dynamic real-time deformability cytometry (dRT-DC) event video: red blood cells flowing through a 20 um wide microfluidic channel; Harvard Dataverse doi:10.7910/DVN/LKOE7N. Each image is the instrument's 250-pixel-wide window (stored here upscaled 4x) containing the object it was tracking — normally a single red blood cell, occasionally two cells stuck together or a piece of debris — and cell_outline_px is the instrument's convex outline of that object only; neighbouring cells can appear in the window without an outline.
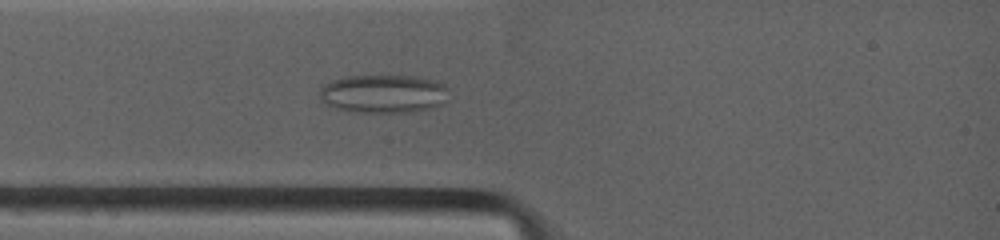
{"species": "common noctule bat (a hibernating species)", "species_latin": "Nyctalus noctula", "temperature_condition": "warm", "stored_images_in_passage": 3, "camera_frame_rate_fps": 4500, "um_per_image_px": 0.085, "animal": {"sex": "female", "body_mass_g": 19.0, "forearm_length_mm": 53.3}, "frame": {"image": 1, "passage_image": 3, "time_ms": 1.778, "image_size_px": [1000, 240], "cell_outline_px": [[444, 104], [428, 108], [408, 112], [352, 112], [336, 108], [320, 100], [320, 88], [324, 84], [332, 80], [348, 76], [412, 76], [432, 80], [440, 84], [444, 88]], "centroid_in_image_um": [32.5, 7.97], "position_along_channel_um": 52.5, "area_um2": 28.32}}